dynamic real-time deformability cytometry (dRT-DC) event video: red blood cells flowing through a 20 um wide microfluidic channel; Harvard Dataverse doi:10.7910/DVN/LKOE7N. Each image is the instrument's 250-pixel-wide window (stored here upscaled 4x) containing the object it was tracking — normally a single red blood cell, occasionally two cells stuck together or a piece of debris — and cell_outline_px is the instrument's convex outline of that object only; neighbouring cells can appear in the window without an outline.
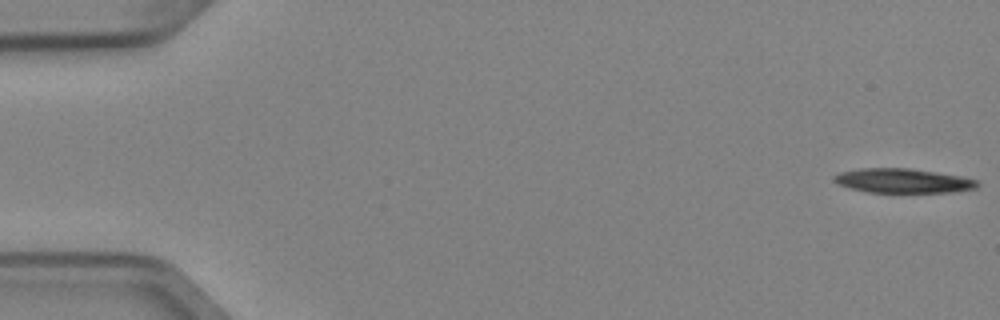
{"species": "Egyptian fruit bat (a non-hibernating species)", "species_latin": "Rousettus aegyptiacus", "temperature_condition": "cold", "stored_images_in_passage": 13, "camera_frame_rate_fps": 3000, "um_per_image_px": 0.085, "animal": {"sex": "female"}, "frame": {"image": 1, "passage_image": 1, "time_ms": 0.0, "image_size_px": [1000, 320], "cell_outline_px": [[980, 184], [976, 188], [952, 192], [868, 192], [852, 188], [840, 184], [832, 180], [832, 176], [840, 172], [860, 168], [908, 168], [936, 172], [960, 176], [976, 180]], "centroid_in_image_um": [76.74, 15.36], "position_along_channel_um": 8.3, "area_um2": 20.17}}